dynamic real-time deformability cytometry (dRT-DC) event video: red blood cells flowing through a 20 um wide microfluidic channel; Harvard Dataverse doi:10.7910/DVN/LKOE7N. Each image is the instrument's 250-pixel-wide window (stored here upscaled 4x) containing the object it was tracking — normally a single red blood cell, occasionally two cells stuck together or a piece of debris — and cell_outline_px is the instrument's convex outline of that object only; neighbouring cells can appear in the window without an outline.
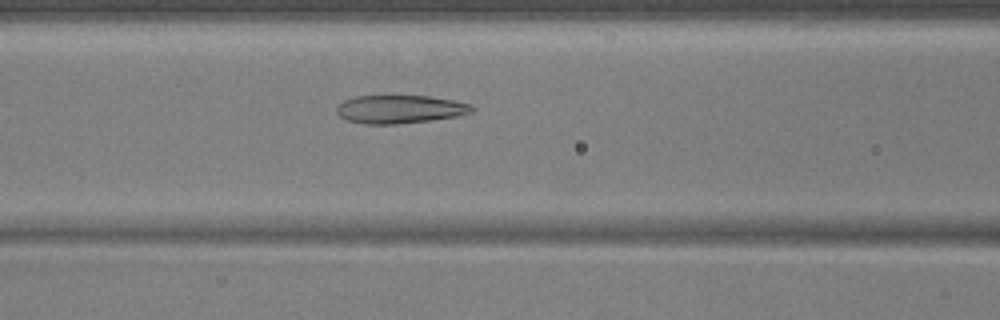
{"species": "common noctule bat (a hibernating species)", "species_latin": "Nyctalus noctula", "temperature_condition": "warm", "stored_images_in_passage": 54, "camera_frame_rate_fps": 3000, "um_per_image_px": 0.085, "animal": {"sex": "male", "body_mass_g": 17.9, "forearm_length_mm": 54.2}, "frame": {"image": 1, "passage_image": 23, "time_ms": 7.333, "image_size_px": [1000, 320], "cell_outline_px": [[476, 112], [456, 116], [428, 120], [396, 124], [364, 124], [348, 120], [340, 116], [336, 112], [336, 108], [344, 100], [356, 96], [428, 96], [452, 100], [472, 104], [476, 108]], "centroid_in_image_um": [34.03, 9.28], "position_along_channel_um": 132.6, "area_um2": 22.2}}
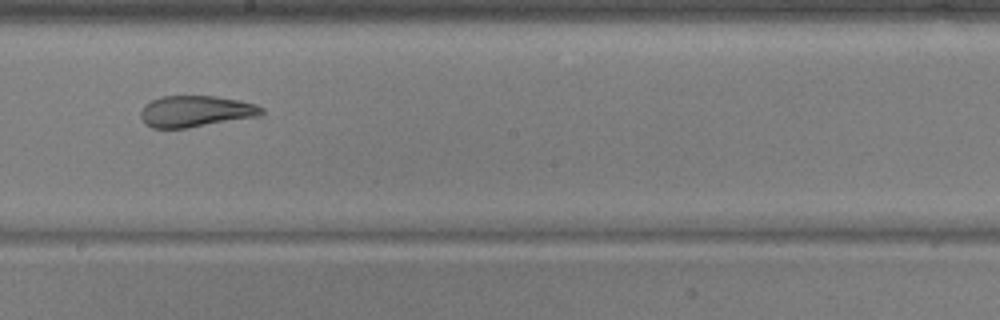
{"frame": {"image": 2, "passage_image": 31, "time_ms": 10.0, "image_size_px": [1000, 320], "cell_outline_px": [[264, 116], [188, 128], [152, 128], [144, 124], [140, 116], [140, 112], [144, 104], [160, 96], [216, 96], [240, 100], [256, 104], [264, 108]], "centroid_in_image_um": [16.67, 9.47], "position_along_channel_um": 231.5, "area_um2": 22.6}}
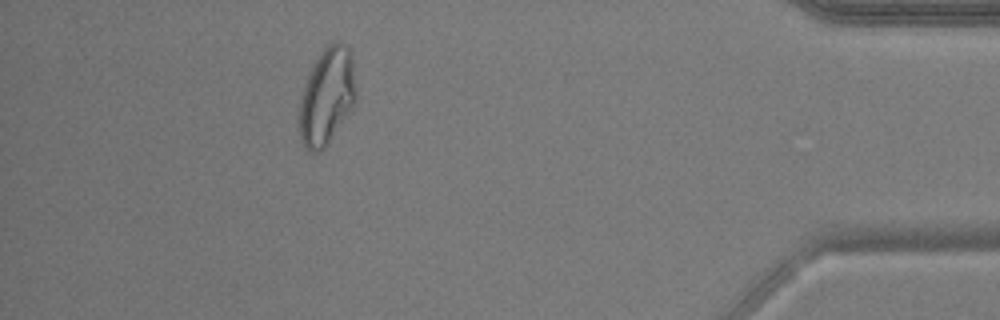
{"frame": {"image": 3, "passage_image": 49, "time_ms": 16.0, "image_size_px": [1000, 320], "cell_outline_px": [[356, 100], [352, 108], [328, 144], [320, 152], [308, 152], [300, 140], [300, 100], [308, 76], [320, 52], [328, 44], [336, 40], [340, 40], [352, 52], [356, 88]], "centroid_in_image_um": [27.81, 8.18], "position_along_channel_um": 407.4, "area_um2": 32.02}, "authors_computed_cell_mechanics": {"area_um2": 26.9059, "velocity_mm_per_s": 3.7255, "shape_relaxation_time_tau1_ms": null, "shape_relaxation_time_tau2_ms": 1.784, "deformation_change_tau1": null, "deformation_change_tau2": 0.0886}}